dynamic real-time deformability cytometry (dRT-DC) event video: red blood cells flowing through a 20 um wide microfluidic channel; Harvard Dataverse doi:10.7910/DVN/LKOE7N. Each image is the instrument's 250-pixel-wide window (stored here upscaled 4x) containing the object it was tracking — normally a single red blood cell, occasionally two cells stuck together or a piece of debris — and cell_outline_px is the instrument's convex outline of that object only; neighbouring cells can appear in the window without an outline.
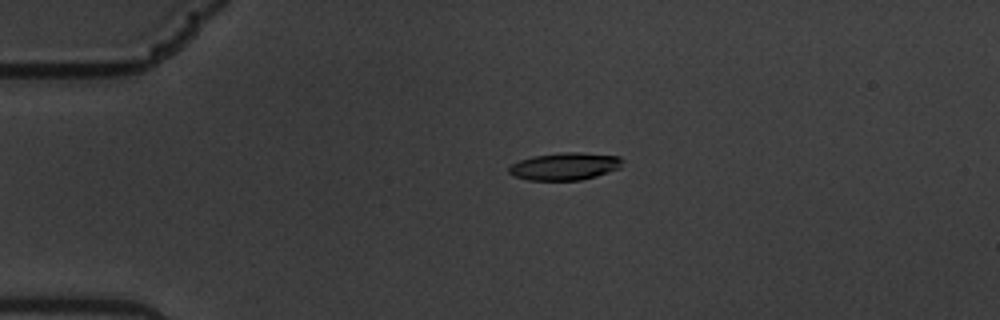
{"species": "common noctule bat (a hibernating species)", "species_latin": "Nyctalus noctula", "temperature_condition": "warm", "stored_images_in_passage": 48, "camera_frame_rate_fps": 3000, "um_per_image_px": 0.085, "animal": {"sex": "male", "body_mass_g": 19.5, "forearm_length_mm": 54.6}, "frame": {"image": 1, "passage_image": 1, "time_ms": 0.0, "image_size_px": [1000, 320], "cell_outline_px": [[624, 160], [620, 168], [596, 176], [580, 180], [528, 180], [512, 176], [508, 172], [508, 168], [512, 164], [520, 160], [532, 156], [560, 152], [580, 152], [620, 156]], "centroid_in_image_um": [48.01, 14.13], "position_along_channel_um": 37.0, "area_um2": 18.32}}
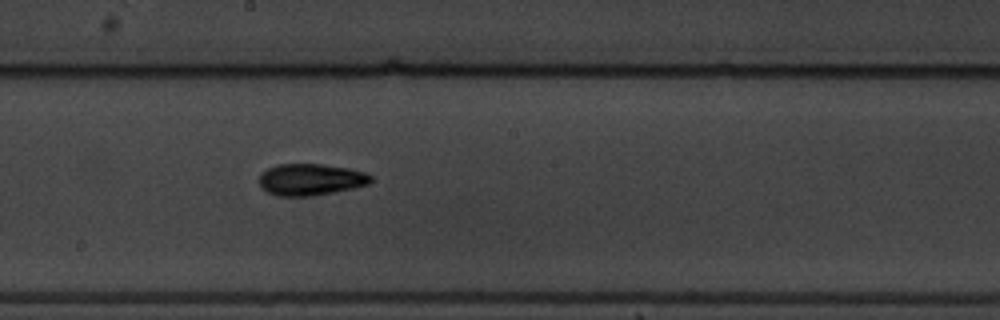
{"frame": {"image": 2, "passage_image": 21, "time_ms": 6.667, "image_size_px": [1000, 320], "cell_outline_px": [[372, 180], [368, 184], [352, 188], [312, 196], [276, 196], [260, 188], [260, 172], [276, 164], [320, 164], [348, 168], [364, 172], [372, 176]], "centroid_in_image_um": [26.36, 15.26], "position_along_channel_um": 221.8, "area_um2": 20.58}}
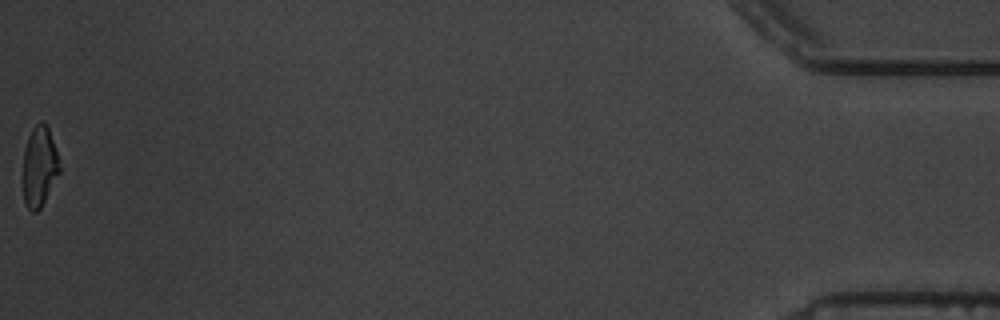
{"frame": {"image": 3, "passage_image": 48, "time_ms": 15.667, "image_size_px": [1000, 320], "cell_outline_px": [[60, 172], [40, 208], [36, 212], [32, 212], [28, 208], [24, 200], [24, 148], [28, 136], [32, 128], [40, 120], [44, 120], [48, 124], [56, 152], [60, 168]], "centroid_in_image_um": [3.35, 14.09], "position_along_channel_um": 431.8, "area_um2": 16.94}, "authors_computed_cell_mechanics": {"area_um2": 19.363, "velocity_mm_per_s": 3.3822, "shape_relaxation_time_tau1_ms": 4.1325, "shape_relaxation_time_tau2_ms": 5.8655, "deformation_change_tau1": 0.1752, "deformation_change_tau2": 0.1163}}